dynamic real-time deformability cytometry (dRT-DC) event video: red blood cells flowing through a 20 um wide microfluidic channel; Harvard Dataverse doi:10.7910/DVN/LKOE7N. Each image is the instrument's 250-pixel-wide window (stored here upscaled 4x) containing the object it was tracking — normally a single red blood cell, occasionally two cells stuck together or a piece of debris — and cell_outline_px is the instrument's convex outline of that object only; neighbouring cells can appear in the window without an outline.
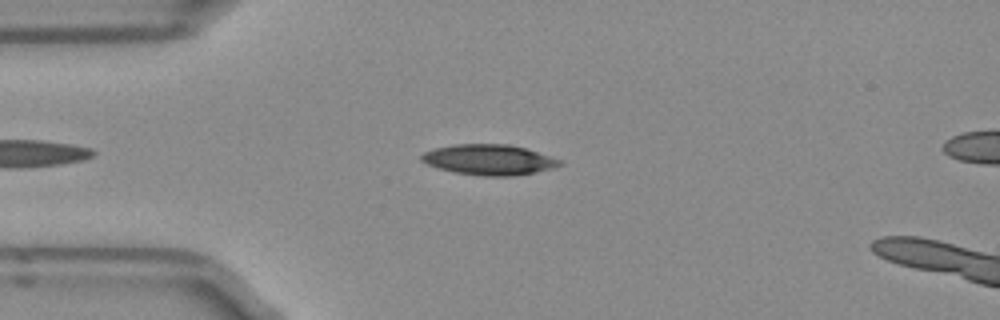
{"species": "Egyptian fruit bat (a non-hibernating species)", "species_latin": "Rousettus aegyptiacus", "temperature_condition": "room temperature", "stored_images_in_passage": 43, "camera_frame_rate_fps": 3000, "um_per_image_px": 0.085, "frame": {"image": 1, "passage_image": 8, "time_ms": 2.333, "image_size_px": [1000, 320], "cell_outline_px": [[564, 164], [552, 168], [536, 172], [512, 176], [484, 176], [456, 172], [440, 168], [428, 164], [420, 160], [420, 156], [424, 152], [436, 148], [452, 144], [508, 144], [524, 148], [560, 160]], "centroid_in_image_um": [41.55, 13.57], "position_along_channel_um": 43.4, "area_um2": 24.22}}
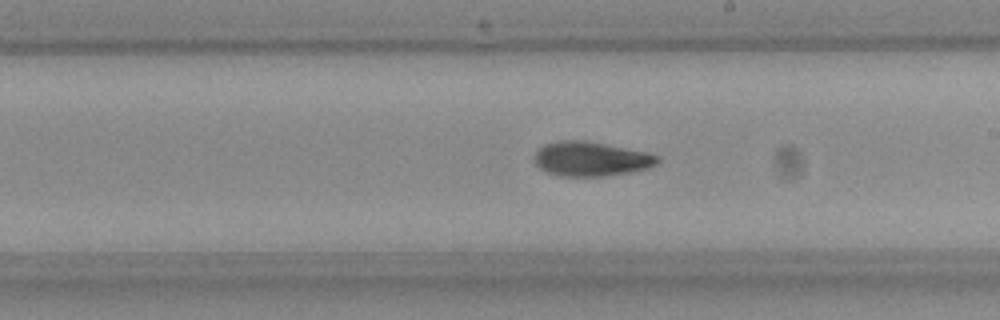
{"frame": {"image": 2, "passage_image": 24, "time_ms": 7.667, "image_size_px": [1000, 320], "cell_outline_px": [[660, 160], [656, 164], [648, 168], [632, 172], [600, 176], [560, 176], [548, 172], [540, 168], [536, 164], [536, 152], [544, 144], [560, 140], [584, 140], [648, 152], [660, 156]], "centroid_in_image_um": [50.27, 13.5], "position_along_channel_um": 238.7, "area_um2": 24.62}}
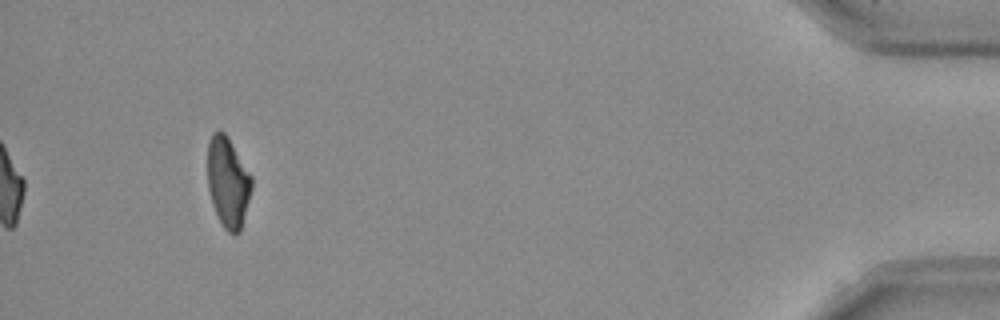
{"frame": {"image": 3, "passage_image": 43, "time_ms": 14.0, "image_size_px": [1000, 320], "cell_outline_px": [[252, 188], [240, 232], [236, 236], [232, 236], [224, 228], [212, 204], [208, 188], [208, 144], [212, 132], [224, 132], [252, 176]], "centroid_in_image_um": [19.38, 15.54], "position_along_channel_um": 415.8, "area_um2": 23.0}, "authors_computed_cell_mechanics": {"area_um2": 23.8136, "velocity_mm_per_s": 3.9654, "shape_relaxation_time_tau1_ms": 5.0137, "shape_relaxation_time_tau2_ms": 8.1953, "deformation_change_tau1": 0.1581, "deformation_change_tau2": 0.1548}}